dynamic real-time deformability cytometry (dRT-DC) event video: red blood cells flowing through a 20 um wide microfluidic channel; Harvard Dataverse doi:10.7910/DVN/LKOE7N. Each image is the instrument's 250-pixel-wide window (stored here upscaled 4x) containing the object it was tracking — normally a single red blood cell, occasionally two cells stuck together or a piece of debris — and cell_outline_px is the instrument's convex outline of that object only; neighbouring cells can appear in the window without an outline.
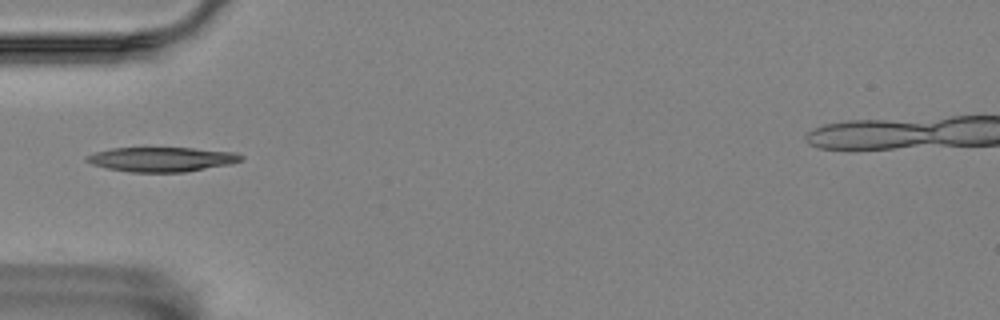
{"species": "Egyptian fruit bat (a non-hibernating species)", "species_latin": "Rousettus aegyptiacus", "temperature_condition": "room temperature", "stored_images_in_passage": 15, "camera_frame_rate_fps": 3000, "um_per_image_px": 0.085, "animal": {"sex": "female"}, "frame": {"image": 1, "passage_image": 1, "time_ms": 0.0, "image_size_px": [1000, 320], "cell_outline_px": [[244, 160], [228, 164], [184, 172], [128, 172], [108, 168], [92, 164], [84, 160], [84, 156], [96, 152], [112, 148], [192, 148], [236, 152], [244, 156]], "centroid_in_image_um": [13.74, 13.54], "position_along_channel_um": 71.3, "area_um2": 22.02}}
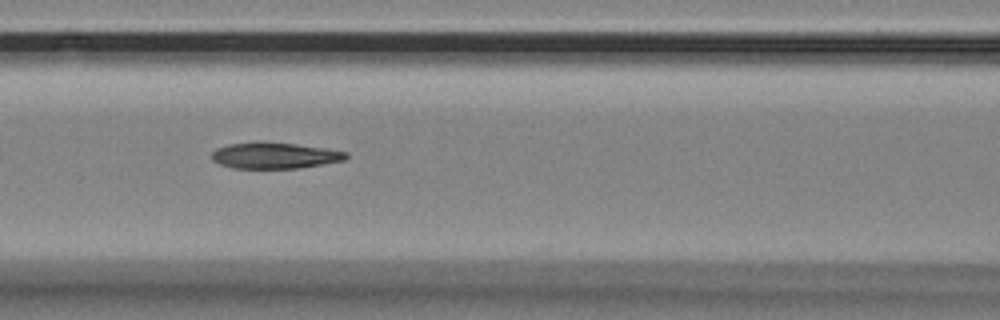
{"frame": {"image": 2, "passage_image": 7, "time_ms": 2.0, "image_size_px": [1000, 320], "cell_outline_px": [[348, 156], [344, 160], [296, 168], [232, 168], [220, 164], [212, 160], [208, 156], [216, 148], [228, 144], [260, 140], [264, 140], [296, 144], [348, 152]], "centroid_in_image_um": [23.25, 13.19], "position_along_channel_um": 143.4, "area_um2": 20.69}}